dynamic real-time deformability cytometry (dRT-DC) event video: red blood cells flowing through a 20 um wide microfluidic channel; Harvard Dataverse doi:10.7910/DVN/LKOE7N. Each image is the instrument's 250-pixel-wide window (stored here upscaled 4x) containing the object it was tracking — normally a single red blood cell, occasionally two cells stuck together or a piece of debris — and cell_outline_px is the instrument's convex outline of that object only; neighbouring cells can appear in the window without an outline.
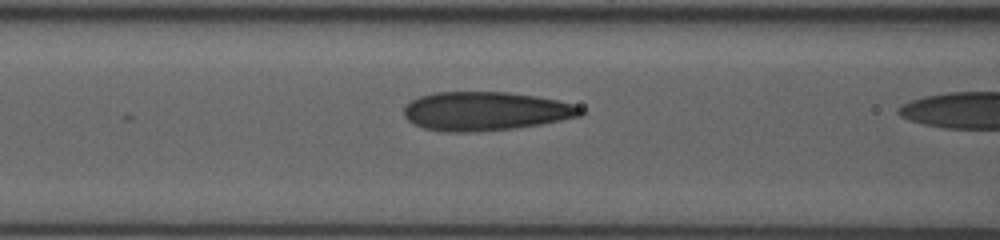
{"species": "human", "species_latin": "Homo sapiens", "temperature_condition": "room temperature", "stored_images_in_passage": 11, "camera_frame_rate_fps": 3000, "um_per_image_px": 0.085, "donor": {"sex": "female"}, "frame": {"image": 1, "passage_image": 10, "time_ms": 3.0, "image_size_px": [1000, 240], "cell_outline_px": [[584, 112], [580, 116], [540, 124], [516, 128], [472, 132], [444, 132], [424, 128], [412, 124], [404, 116], [404, 108], [412, 100], [420, 96], [436, 92], [508, 92], [536, 96], [556, 100], [572, 104], [580, 108]], "centroid_in_image_um": [41.23, 9.45], "position_along_channel_um": 125.4, "area_um2": 39.82}}